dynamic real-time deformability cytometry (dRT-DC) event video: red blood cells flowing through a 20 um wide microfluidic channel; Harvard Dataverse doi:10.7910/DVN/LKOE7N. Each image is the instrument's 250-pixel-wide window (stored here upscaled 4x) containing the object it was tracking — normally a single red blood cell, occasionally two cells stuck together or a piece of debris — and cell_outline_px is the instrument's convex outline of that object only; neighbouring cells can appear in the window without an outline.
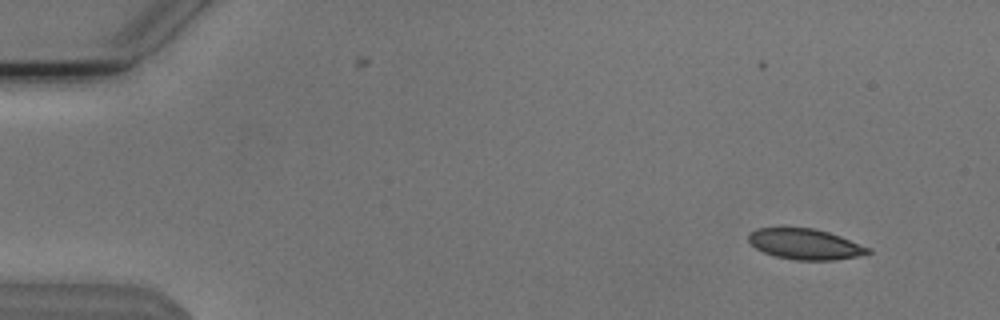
{"species": "Egyptian fruit bat (a non-hibernating species)", "species_latin": "Rousettus aegyptiacus", "temperature_condition": "cold", "stored_images_in_passage": 6, "camera_frame_rate_fps": 3000, "um_per_image_px": 0.085, "animal": {"sex": "male"}, "frame": {"image": 1, "passage_image": 1, "time_ms": 0.0, "image_size_px": [1000, 320], "cell_outline_px": [[872, 252], [856, 256], [836, 260], [796, 260], [776, 256], [764, 252], [756, 248], [748, 240], [748, 232], [756, 228], [784, 224], [812, 228], [828, 232], [840, 236], [872, 248]], "centroid_in_image_um": [68.37, 20.69], "position_along_channel_um": 16.6, "area_um2": 22.08}}
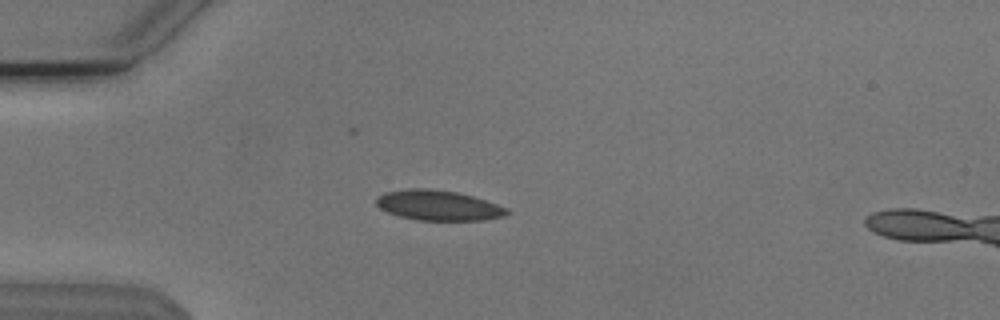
{"frame": {"image": 2, "passage_image": 3, "time_ms": 0.667, "image_size_px": [1000, 320], "cell_outline_px": [[512, 212], [504, 216], [484, 220], [416, 220], [400, 216], [388, 212], [380, 208], [376, 204], [376, 200], [384, 192], [408, 188], [428, 188], [456, 192], [472, 196], [508, 208]], "centroid_in_image_um": [37.27, 17.46], "position_along_channel_um": 47.7, "area_um2": 22.89}}
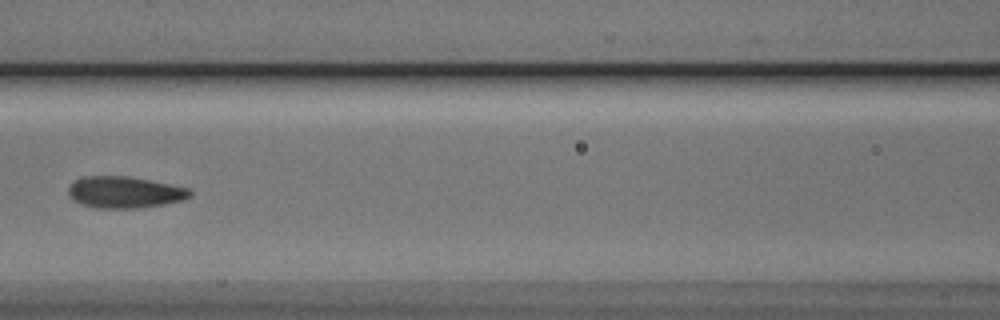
{"frame": {"image": 3, "passage_image": 6, "time_ms": 1.667, "image_size_px": [1000, 320], "cell_outline_px": [[192, 196], [184, 200], [164, 204], [136, 208], [96, 208], [80, 204], [72, 200], [68, 196], [68, 188], [76, 180], [84, 176], [128, 176], [188, 188], [192, 192]], "centroid_in_image_um": [10.57, 16.35], "position_along_channel_um": 156.0, "area_um2": 22.37}}